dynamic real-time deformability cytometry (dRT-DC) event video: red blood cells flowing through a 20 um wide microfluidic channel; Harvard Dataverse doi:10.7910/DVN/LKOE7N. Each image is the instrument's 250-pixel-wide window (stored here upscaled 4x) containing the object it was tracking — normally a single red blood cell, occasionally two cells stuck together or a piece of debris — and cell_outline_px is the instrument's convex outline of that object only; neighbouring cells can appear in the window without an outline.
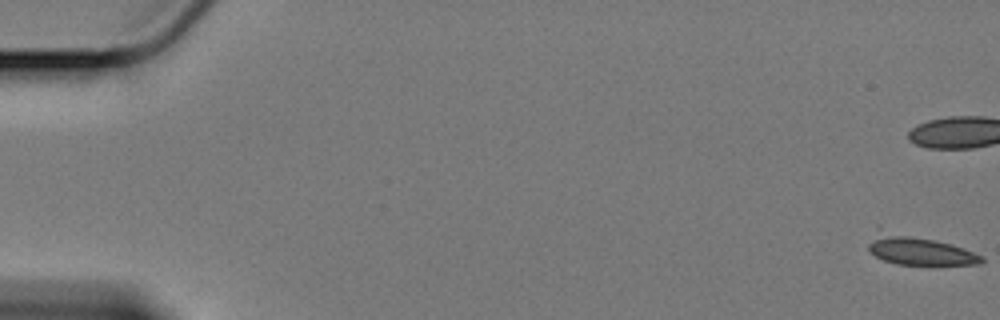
{"species": "Egyptian fruit bat (a non-hibernating species)", "species_latin": "Rousettus aegyptiacus", "temperature_condition": "cold", "stored_images_in_passage": 19, "camera_frame_rate_fps": 3000, "um_per_image_px": 0.085, "animal": {"sex": "female"}, "frame": {"image": 1, "passage_image": 1, "time_ms": 0.0, "image_size_px": [1000, 320], "cell_outline_px": [[984, 260], [980, 264], [896, 264], [884, 260], [868, 252], [868, 244], [880, 228], [936, 240], [952, 244], [964, 248], [984, 256]], "centroid_in_image_um": [78.1, 21.26], "position_along_channel_um": 6.9, "area_um2": 19.25}}